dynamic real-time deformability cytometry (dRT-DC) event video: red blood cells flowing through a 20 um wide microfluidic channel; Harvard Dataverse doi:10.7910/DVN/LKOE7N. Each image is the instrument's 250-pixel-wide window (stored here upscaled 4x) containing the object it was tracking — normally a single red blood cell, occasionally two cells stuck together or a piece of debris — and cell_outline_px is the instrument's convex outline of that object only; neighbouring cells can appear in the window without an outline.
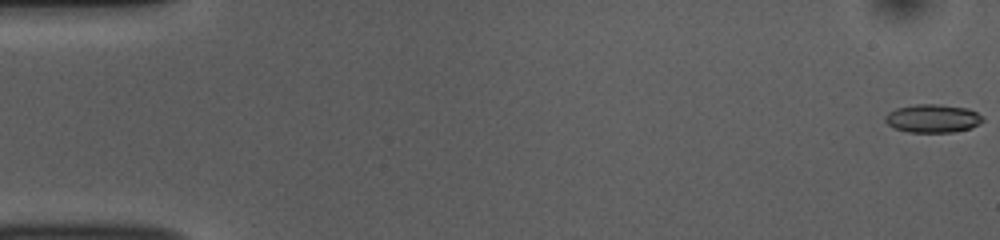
{"species": "common noctule bat (a hibernating species)", "species_latin": "Nyctalus noctula", "temperature_condition": "room temperature", "stored_images_in_passage": 53, "camera_frame_rate_fps": 3000, "um_per_image_px": 0.085, "animal": {"sex": "female", "body_mass_g": 10.0, "forearm_length_mm": 53.1}, "frame": {"image": 1, "passage_image": 1, "time_ms": 0.0, "image_size_px": [1000, 240], "cell_outline_px": [[984, 120], [972, 128], [952, 132], [908, 132], [896, 128], [888, 124], [884, 120], [884, 116], [888, 112], [896, 108], [916, 104], [936, 104], [968, 108], [984, 116]], "centroid_in_image_um": [79.29, 10.06], "position_along_channel_um": 5.7, "area_um2": 16.13}}
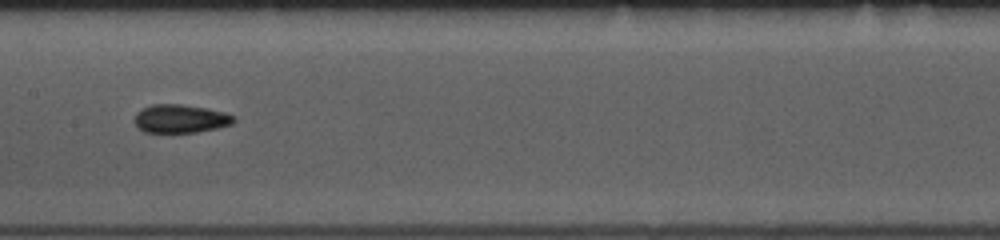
{"frame": {"image": 2, "passage_image": 27, "time_ms": 8.667, "image_size_px": [1000, 240], "cell_outline_px": [[236, 120], [232, 124], [216, 128], [196, 132], [144, 132], [136, 124], [136, 112], [152, 104], [180, 104], [208, 108], [224, 112], [236, 116]], "centroid_in_image_um": [15.39, 10.08], "position_along_channel_um": 192.0, "area_um2": 16.3}}
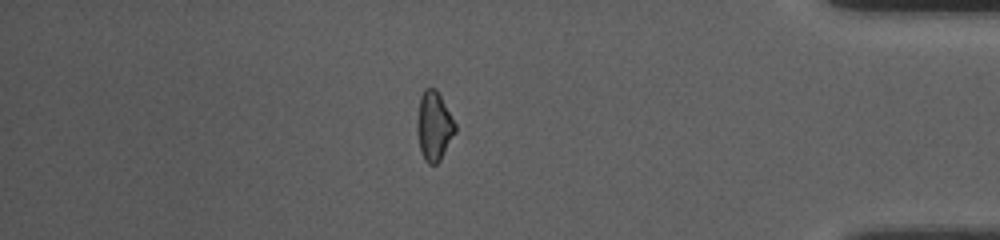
{"frame": {"image": 3, "passage_image": 46, "time_ms": 15.0, "image_size_px": [1000, 240], "cell_outline_px": [[456, 132], [440, 160], [436, 164], [428, 164], [424, 160], [420, 148], [416, 128], [416, 120], [420, 96], [424, 88], [436, 88], [456, 124]], "centroid_in_image_um": [36.88, 10.7], "position_along_channel_um": 398.3, "area_um2": 15.43}, "authors_computed_cell_mechanics": {"area_um2": 16.1262, "velocity_mm_per_s": 3.809, "shape_relaxation_time_tau1_ms": 3.2021, "shape_relaxation_time_tau2_ms": 4.048, "deformation_change_tau1": 0.0959, "deformation_change_tau2": 0.0842}}